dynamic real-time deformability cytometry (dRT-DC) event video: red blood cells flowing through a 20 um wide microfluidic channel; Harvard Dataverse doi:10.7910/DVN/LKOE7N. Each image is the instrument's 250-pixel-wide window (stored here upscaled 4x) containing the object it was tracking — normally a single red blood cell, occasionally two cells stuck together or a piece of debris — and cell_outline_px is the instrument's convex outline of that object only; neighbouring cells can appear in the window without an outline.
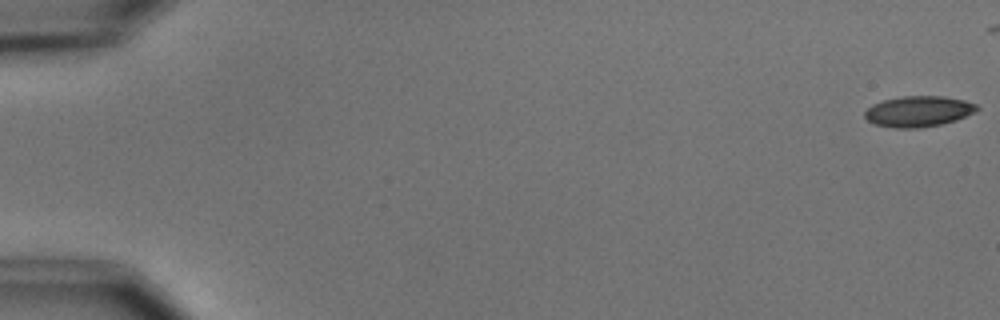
{"species": "common noctule bat (a hibernating species)", "species_latin": "Nyctalus noctula", "temperature_condition": "cold", "stored_images_in_passage": 45, "camera_frame_rate_fps": 3000, "um_per_image_px": 0.085, "animal": {"sex": "male", "body_mass_g": 15.6}, "frame": {"image": 1, "passage_image": 1, "time_ms": 0.0, "image_size_px": [1000, 320], "cell_outline_px": [[980, 108], [976, 112], [956, 120], [940, 124], [920, 128], [896, 128], [876, 124], [868, 120], [864, 116], [864, 112], [872, 104], [884, 100], [900, 96], [944, 96], [964, 100], [976, 104]], "centroid_in_image_um": [78.09, 9.46], "position_along_channel_um": 6.9, "area_um2": 20.11}}
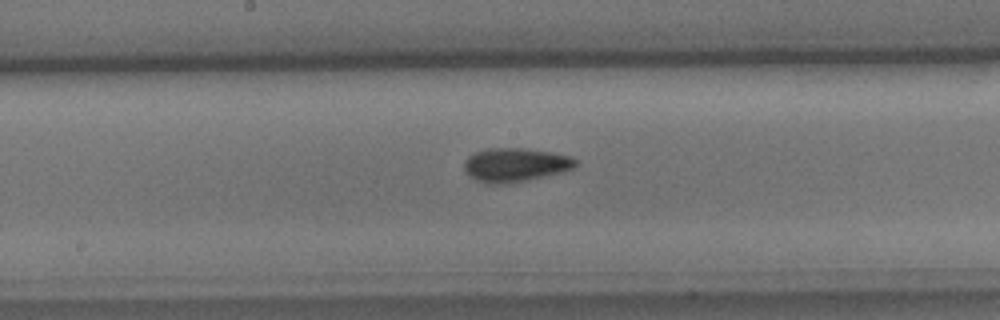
{"frame": {"image": 2, "passage_image": 30, "time_ms": 9.667, "image_size_px": [1000, 320], "cell_outline_px": [[576, 164], [572, 168], [560, 172], [544, 176], [524, 180], [496, 184], [488, 184], [476, 180], [464, 172], [464, 160], [472, 152], [488, 148], [524, 148], [552, 152], [572, 156], [576, 160]], "centroid_in_image_um": [43.74, 13.99], "position_along_channel_um": 204.5, "area_um2": 21.85}}
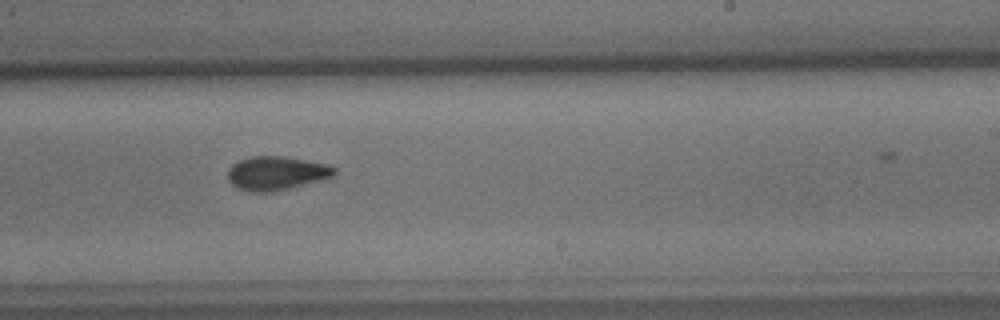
{"frame": {"image": 3, "passage_image": 35, "time_ms": 11.333, "image_size_px": [1000, 320], "cell_outline_px": [[336, 172], [332, 176], [288, 188], [272, 192], [252, 192], [236, 188], [228, 180], [228, 168], [232, 164], [240, 160], [252, 156], [284, 156], [328, 164], [336, 168]], "centroid_in_image_um": [23.44, 14.71], "position_along_channel_um": 265.6, "area_um2": 20.81}}